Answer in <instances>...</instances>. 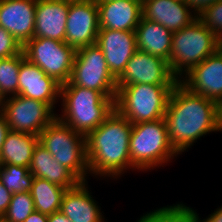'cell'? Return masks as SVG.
Here are the masks:
<instances>
[{"label":"cell","instance_id":"cell-11","mask_svg":"<svg viewBox=\"0 0 222 222\" xmlns=\"http://www.w3.org/2000/svg\"><path fill=\"white\" fill-rule=\"evenodd\" d=\"M178 78L172 73L168 61L136 50L128 61L117 86L133 84H177Z\"/></svg>","mask_w":222,"mask_h":222},{"label":"cell","instance_id":"cell-16","mask_svg":"<svg viewBox=\"0 0 222 222\" xmlns=\"http://www.w3.org/2000/svg\"><path fill=\"white\" fill-rule=\"evenodd\" d=\"M36 0H0V26L23 47L34 37Z\"/></svg>","mask_w":222,"mask_h":222},{"label":"cell","instance_id":"cell-10","mask_svg":"<svg viewBox=\"0 0 222 222\" xmlns=\"http://www.w3.org/2000/svg\"><path fill=\"white\" fill-rule=\"evenodd\" d=\"M0 111L11 131L37 136L57 117L56 111L48 104L21 95L2 99Z\"/></svg>","mask_w":222,"mask_h":222},{"label":"cell","instance_id":"cell-14","mask_svg":"<svg viewBox=\"0 0 222 222\" xmlns=\"http://www.w3.org/2000/svg\"><path fill=\"white\" fill-rule=\"evenodd\" d=\"M96 44L104 53L110 73L117 80L137 50L135 31L100 28Z\"/></svg>","mask_w":222,"mask_h":222},{"label":"cell","instance_id":"cell-30","mask_svg":"<svg viewBox=\"0 0 222 222\" xmlns=\"http://www.w3.org/2000/svg\"><path fill=\"white\" fill-rule=\"evenodd\" d=\"M22 52L19 42L0 26V59L18 55Z\"/></svg>","mask_w":222,"mask_h":222},{"label":"cell","instance_id":"cell-7","mask_svg":"<svg viewBox=\"0 0 222 222\" xmlns=\"http://www.w3.org/2000/svg\"><path fill=\"white\" fill-rule=\"evenodd\" d=\"M39 143L81 182H87L90 172L86 156V136L75 132L56 117L40 132Z\"/></svg>","mask_w":222,"mask_h":222},{"label":"cell","instance_id":"cell-32","mask_svg":"<svg viewBox=\"0 0 222 222\" xmlns=\"http://www.w3.org/2000/svg\"><path fill=\"white\" fill-rule=\"evenodd\" d=\"M12 193L8 191L5 186L0 182V218L6 213L10 204Z\"/></svg>","mask_w":222,"mask_h":222},{"label":"cell","instance_id":"cell-8","mask_svg":"<svg viewBox=\"0 0 222 222\" xmlns=\"http://www.w3.org/2000/svg\"><path fill=\"white\" fill-rule=\"evenodd\" d=\"M72 84L116 97L117 80L109 71L104 53L95 43L76 49L71 78Z\"/></svg>","mask_w":222,"mask_h":222},{"label":"cell","instance_id":"cell-12","mask_svg":"<svg viewBox=\"0 0 222 222\" xmlns=\"http://www.w3.org/2000/svg\"><path fill=\"white\" fill-rule=\"evenodd\" d=\"M65 43L75 49L97 42L100 29L98 5L94 0L70 2Z\"/></svg>","mask_w":222,"mask_h":222},{"label":"cell","instance_id":"cell-24","mask_svg":"<svg viewBox=\"0 0 222 222\" xmlns=\"http://www.w3.org/2000/svg\"><path fill=\"white\" fill-rule=\"evenodd\" d=\"M66 190L67 189L45 179L34 177L30 194L34 201L35 211L47 216L59 211Z\"/></svg>","mask_w":222,"mask_h":222},{"label":"cell","instance_id":"cell-5","mask_svg":"<svg viewBox=\"0 0 222 222\" xmlns=\"http://www.w3.org/2000/svg\"><path fill=\"white\" fill-rule=\"evenodd\" d=\"M222 46V41L198 18L173 32L169 66L178 80Z\"/></svg>","mask_w":222,"mask_h":222},{"label":"cell","instance_id":"cell-25","mask_svg":"<svg viewBox=\"0 0 222 222\" xmlns=\"http://www.w3.org/2000/svg\"><path fill=\"white\" fill-rule=\"evenodd\" d=\"M24 58L22 51L18 55L0 59V103L4 98L18 95V75Z\"/></svg>","mask_w":222,"mask_h":222},{"label":"cell","instance_id":"cell-21","mask_svg":"<svg viewBox=\"0 0 222 222\" xmlns=\"http://www.w3.org/2000/svg\"><path fill=\"white\" fill-rule=\"evenodd\" d=\"M29 171L34 177L45 179L67 190L75 188L81 182L39 142L33 150Z\"/></svg>","mask_w":222,"mask_h":222},{"label":"cell","instance_id":"cell-20","mask_svg":"<svg viewBox=\"0 0 222 222\" xmlns=\"http://www.w3.org/2000/svg\"><path fill=\"white\" fill-rule=\"evenodd\" d=\"M87 182H80L75 188L68 189L63 195L60 211L71 222H105L101 206L88 190Z\"/></svg>","mask_w":222,"mask_h":222},{"label":"cell","instance_id":"cell-23","mask_svg":"<svg viewBox=\"0 0 222 222\" xmlns=\"http://www.w3.org/2000/svg\"><path fill=\"white\" fill-rule=\"evenodd\" d=\"M39 136L11 131L6 135L0 154V165L13 164L28 167Z\"/></svg>","mask_w":222,"mask_h":222},{"label":"cell","instance_id":"cell-2","mask_svg":"<svg viewBox=\"0 0 222 222\" xmlns=\"http://www.w3.org/2000/svg\"><path fill=\"white\" fill-rule=\"evenodd\" d=\"M131 131L132 124L114 109L86 136V156L91 176L117 180L131 169L136 171L129 152Z\"/></svg>","mask_w":222,"mask_h":222},{"label":"cell","instance_id":"cell-33","mask_svg":"<svg viewBox=\"0 0 222 222\" xmlns=\"http://www.w3.org/2000/svg\"><path fill=\"white\" fill-rule=\"evenodd\" d=\"M197 210H194L195 216L197 219V222H222V205L214 210L213 213L208 215V217H205V219L201 220L199 217V214L196 212Z\"/></svg>","mask_w":222,"mask_h":222},{"label":"cell","instance_id":"cell-38","mask_svg":"<svg viewBox=\"0 0 222 222\" xmlns=\"http://www.w3.org/2000/svg\"><path fill=\"white\" fill-rule=\"evenodd\" d=\"M64 1L76 2V1H85V0H64Z\"/></svg>","mask_w":222,"mask_h":222},{"label":"cell","instance_id":"cell-35","mask_svg":"<svg viewBox=\"0 0 222 222\" xmlns=\"http://www.w3.org/2000/svg\"><path fill=\"white\" fill-rule=\"evenodd\" d=\"M24 222H48V216L38 211H34Z\"/></svg>","mask_w":222,"mask_h":222},{"label":"cell","instance_id":"cell-28","mask_svg":"<svg viewBox=\"0 0 222 222\" xmlns=\"http://www.w3.org/2000/svg\"><path fill=\"white\" fill-rule=\"evenodd\" d=\"M34 211V201L30 192L14 193L1 219L4 222H24Z\"/></svg>","mask_w":222,"mask_h":222},{"label":"cell","instance_id":"cell-15","mask_svg":"<svg viewBox=\"0 0 222 222\" xmlns=\"http://www.w3.org/2000/svg\"><path fill=\"white\" fill-rule=\"evenodd\" d=\"M18 82V95L42 101L55 111L60 101L61 84L26 58L21 61Z\"/></svg>","mask_w":222,"mask_h":222},{"label":"cell","instance_id":"cell-6","mask_svg":"<svg viewBox=\"0 0 222 222\" xmlns=\"http://www.w3.org/2000/svg\"><path fill=\"white\" fill-rule=\"evenodd\" d=\"M176 84L117 86L115 109L131 124L164 118L172 88Z\"/></svg>","mask_w":222,"mask_h":222},{"label":"cell","instance_id":"cell-37","mask_svg":"<svg viewBox=\"0 0 222 222\" xmlns=\"http://www.w3.org/2000/svg\"><path fill=\"white\" fill-rule=\"evenodd\" d=\"M217 108H218V119L219 122L222 124V98L217 102Z\"/></svg>","mask_w":222,"mask_h":222},{"label":"cell","instance_id":"cell-13","mask_svg":"<svg viewBox=\"0 0 222 222\" xmlns=\"http://www.w3.org/2000/svg\"><path fill=\"white\" fill-rule=\"evenodd\" d=\"M179 82L190 92L218 102L222 98V46L192 67Z\"/></svg>","mask_w":222,"mask_h":222},{"label":"cell","instance_id":"cell-34","mask_svg":"<svg viewBox=\"0 0 222 222\" xmlns=\"http://www.w3.org/2000/svg\"><path fill=\"white\" fill-rule=\"evenodd\" d=\"M9 127L6 121V118L4 114L0 111V154L2 151V146L4 143V140L6 138L7 133L9 132Z\"/></svg>","mask_w":222,"mask_h":222},{"label":"cell","instance_id":"cell-27","mask_svg":"<svg viewBox=\"0 0 222 222\" xmlns=\"http://www.w3.org/2000/svg\"><path fill=\"white\" fill-rule=\"evenodd\" d=\"M33 178L28 167L13 164L0 165V182L12 194L30 192Z\"/></svg>","mask_w":222,"mask_h":222},{"label":"cell","instance_id":"cell-17","mask_svg":"<svg viewBox=\"0 0 222 222\" xmlns=\"http://www.w3.org/2000/svg\"><path fill=\"white\" fill-rule=\"evenodd\" d=\"M70 1L36 0L34 37L65 42Z\"/></svg>","mask_w":222,"mask_h":222},{"label":"cell","instance_id":"cell-1","mask_svg":"<svg viewBox=\"0 0 222 222\" xmlns=\"http://www.w3.org/2000/svg\"><path fill=\"white\" fill-rule=\"evenodd\" d=\"M164 119L168 138L179 155L202 136L222 132L217 102L190 92L180 82L172 88Z\"/></svg>","mask_w":222,"mask_h":222},{"label":"cell","instance_id":"cell-26","mask_svg":"<svg viewBox=\"0 0 222 222\" xmlns=\"http://www.w3.org/2000/svg\"><path fill=\"white\" fill-rule=\"evenodd\" d=\"M137 222H197L194 209L183 203H176L146 212Z\"/></svg>","mask_w":222,"mask_h":222},{"label":"cell","instance_id":"cell-9","mask_svg":"<svg viewBox=\"0 0 222 222\" xmlns=\"http://www.w3.org/2000/svg\"><path fill=\"white\" fill-rule=\"evenodd\" d=\"M25 58L61 85L69 82L76 49L54 39L33 37L23 47Z\"/></svg>","mask_w":222,"mask_h":222},{"label":"cell","instance_id":"cell-18","mask_svg":"<svg viewBox=\"0 0 222 222\" xmlns=\"http://www.w3.org/2000/svg\"><path fill=\"white\" fill-rule=\"evenodd\" d=\"M142 17L160 23L171 32L185 28L198 18L183 0H142Z\"/></svg>","mask_w":222,"mask_h":222},{"label":"cell","instance_id":"cell-29","mask_svg":"<svg viewBox=\"0 0 222 222\" xmlns=\"http://www.w3.org/2000/svg\"><path fill=\"white\" fill-rule=\"evenodd\" d=\"M198 19L222 41V0L207 7Z\"/></svg>","mask_w":222,"mask_h":222},{"label":"cell","instance_id":"cell-36","mask_svg":"<svg viewBox=\"0 0 222 222\" xmlns=\"http://www.w3.org/2000/svg\"><path fill=\"white\" fill-rule=\"evenodd\" d=\"M48 222H71L60 210L48 216Z\"/></svg>","mask_w":222,"mask_h":222},{"label":"cell","instance_id":"cell-19","mask_svg":"<svg viewBox=\"0 0 222 222\" xmlns=\"http://www.w3.org/2000/svg\"><path fill=\"white\" fill-rule=\"evenodd\" d=\"M101 29L135 31L142 18V0L97 2Z\"/></svg>","mask_w":222,"mask_h":222},{"label":"cell","instance_id":"cell-31","mask_svg":"<svg viewBox=\"0 0 222 222\" xmlns=\"http://www.w3.org/2000/svg\"><path fill=\"white\" fill-rule=\"evenodd\" d=\"M188 8L195 14L199 15L202 11H204L207 7L213 5L219 0H183Z\"/></svg>","mask_w":222,"mask_h":222},{"label":"cell","instance_id":"cell-4","mask_svg":"<svg viewBox=\"0 0 222 222\" xmlns=\"http://www.w3.org/2000/svg\"><path fill=\"white\" fill-rule=\"evenodd\" d=\"M129 152L131 164L138 172L164 167L179 155L168 138L164 118L132 124Z\"/></svg>","mask_w":222,"mask_h":222},{"label":"cell","instance_id":"cell-22","mask_svg":"<svg viewBox=\"0 0 222 222\" xmlns=\"http://www.w3.org/2000/svg\"><path fill=\"white\" fill-rule=\"evenodd\" d=\"M135 34L138 50L158 56L169 62L173 32L160 23L142 17L135 29Z\"/></svg>","mask_w":222,"mask_h":222},{"label":"cell","instance_id":"cell-3","mask_svg":"<svg viewBox=\"0 0 222 222\" xmlns=\"http://www.w3.org/2000/svg\"><path fill=\"white\" fill-rule=\"evenodd\" d=\"M116 97H105L101 92L83 88L70 81L61 85V114L57 118L75 132L87 136L115 109Z\"/></svg>","mask_w":222,"mask_h":222},{"label":"cell","instance_id":"cell-39","mask_svg":"<svg viewBox=\"0 0 222 222\" xmlns=\"http://www.w3.org/2000/svg\"><path fill=\"white\" fill-rule=\"evenodd\" d=\"M95 2H100V1H109V0H94Z\"/></svg>","mask_w":222,"mask_h":222}]
</instances>
